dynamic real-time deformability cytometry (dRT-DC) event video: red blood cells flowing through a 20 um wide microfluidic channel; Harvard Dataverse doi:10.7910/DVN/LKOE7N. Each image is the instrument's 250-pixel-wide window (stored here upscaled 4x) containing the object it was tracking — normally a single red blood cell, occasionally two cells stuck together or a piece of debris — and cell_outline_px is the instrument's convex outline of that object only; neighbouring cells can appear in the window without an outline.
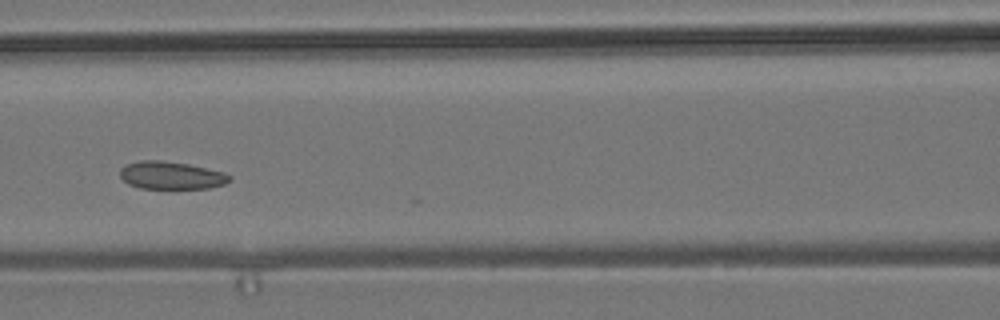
{"species": "common noctule bat (a hibernating species)", "species_latin": "Nyctalus noctula", "temperature_condition": "room temperature", "stored_images_in_passage": 8, "camera_frame_rate_fps": 3000, "um_per_image_px": 0.085, "animal": {"sex": "male", "body_mass_g": 19.2, "forearm_length_mm": 51.8}, "frame": {"image": 1, "passage_image": 5, "time_ms": 4.667, "image_size_px": [1000, 320], "cell_outline_px": [[232, 180], [224, 184], [208, 188], [140, 188], [128, 184], [120, 176], [120, 168], [128, 164], [140, 160], [160, 160], [188, 164], [224, 172], [232, 176]], "centroid_in_image_um": [14.56, 14.9], "position_along_channel_um": 152.0, "area_um2": 17.63}}
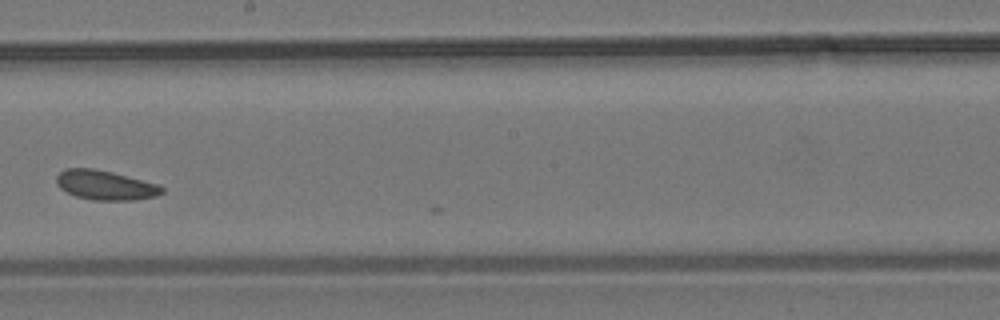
{"frame": {"image": 2, "passage_image": 7, "time_ms": 7.0, "image_size_px": [1000, 320], "cell_outline_px": [[164, 192], [156, 196], [132, 200], [92, 200], [76, 196], [60, 188], [56, 184], [56, 176], [64, 168], [92, 168], [112, 172], [156, 184], [164, 188]], "centroid_in_image_um": [8.91, 15.74], "position_along_channel_um": 239.3, "area_um2": 17.98}}
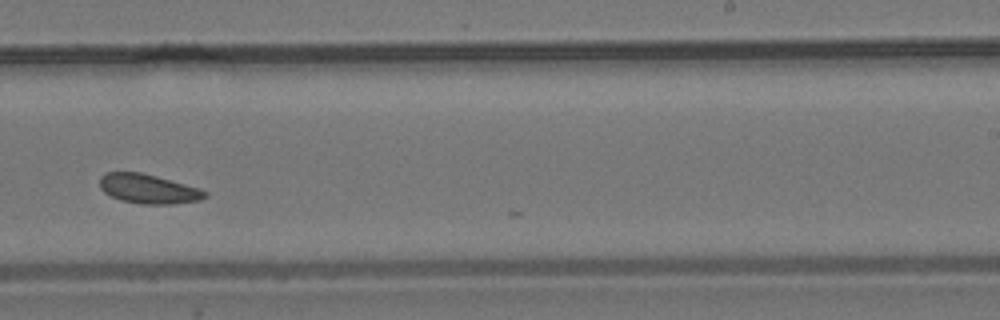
{"frame": {"image": 3, "passage_image": 8, "time_ms": 8.0, "image_size_px": [1000, 320], "cell_outline_px": [[208, 196], [200, 200], [172, 204], [140, 204], [120, 200], [104, 192], [100, 188], [100, 176], [104, 172], [140, 172], [156, 176], [200, 188], [208, 192]], "centroid_in_image_um": [12.61, 16.05], "position_along_channel_um": 276.4, "area_um2": 18.09}}